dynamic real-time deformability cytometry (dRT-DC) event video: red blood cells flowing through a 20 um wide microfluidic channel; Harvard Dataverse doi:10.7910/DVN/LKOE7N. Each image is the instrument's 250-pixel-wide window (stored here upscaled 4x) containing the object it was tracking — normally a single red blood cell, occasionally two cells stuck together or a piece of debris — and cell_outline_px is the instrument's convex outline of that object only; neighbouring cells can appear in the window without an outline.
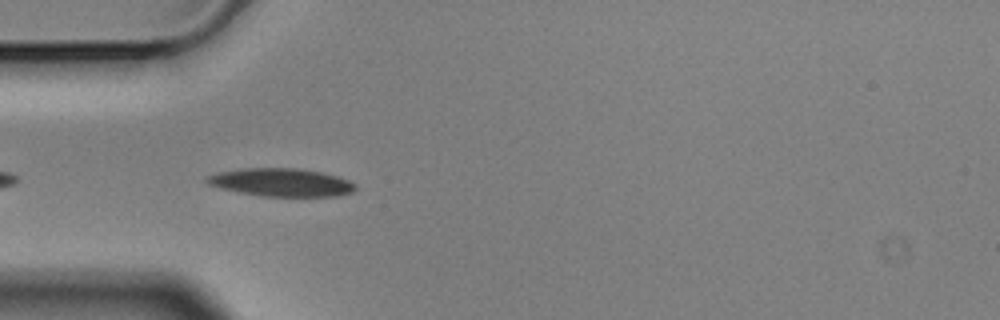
{"species": "Egyptian fruit bat (a non-hibernating species)", "species_latin": "Rousettus aegyptiacus", "temperature_condition": "cold", "stored_images_in_passage": 10, "camera_frame_rate_fps": 3000, "um_per_image_px": 0.085, "animal": {"sex": "male"}, "frame": {"image": 1, "passage_image": 4, "time_ms": 1.0, "image_size_px": [1000, 320], "cell_outline_px": [[356, 188], [352, 192], [340, 196], [260, 196], [220, 188], [208, 184], [204, 180], [204, 176], [216, 172], [244, 168], [300, 168], [320, 172], [336, 176], [348, 180], [356, 184]], "centroid_in_image_um": [23.87, 15.5], "position_along_channel_um": 61.1, "area_um2": 24.39}}
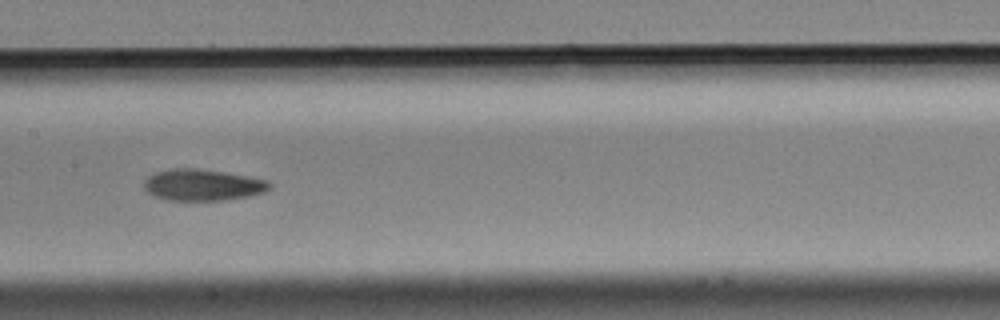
{"frame": {"image": 2, "passage_image": 7, "time_ms": 2.0, "image_size_px": [1000, 320], "cell_outline_px": [[272, 188], [264, 192], [248, 196], [224, 200], [168, 200], [156, 196], [148, 192], [144, 188], [144, 180], [148, 176], [156, 172], [172, 168], [196, 168], [224, 172], [248, 176], [268, 180], [272, 184]], "centroid_in_image_um": [17.25, 15.71], "position_along_channel_um": 190.2, "area_um2": 23.0}}
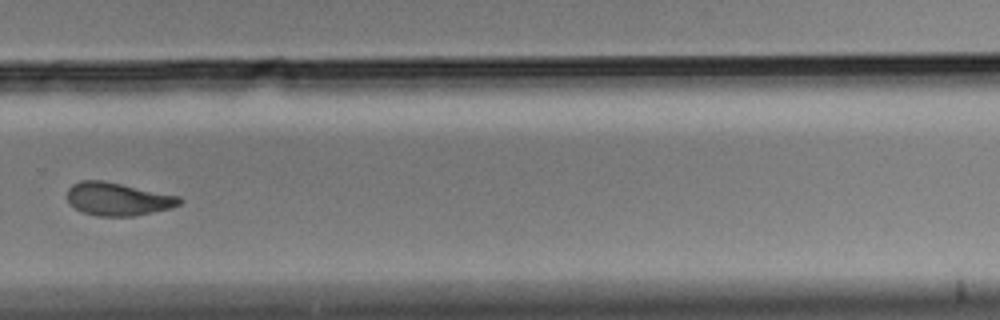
{"frame": {"image": 3, "passage_image": 10, "time_ms": 3.0, "image_size_px": [1000, 320], "cell_outline_px": [[184, 200], [180, 204], [172, 208], [136, 216], [96, 216], [84, 212], [68, 204], [68, 188], [72, 184], [80, 180], [104, 180], [180, 196]], "centroid_in_image_um": [10.04, 16.91], "position_along_channel_um": 319.8, "area_um2": 21.85}}